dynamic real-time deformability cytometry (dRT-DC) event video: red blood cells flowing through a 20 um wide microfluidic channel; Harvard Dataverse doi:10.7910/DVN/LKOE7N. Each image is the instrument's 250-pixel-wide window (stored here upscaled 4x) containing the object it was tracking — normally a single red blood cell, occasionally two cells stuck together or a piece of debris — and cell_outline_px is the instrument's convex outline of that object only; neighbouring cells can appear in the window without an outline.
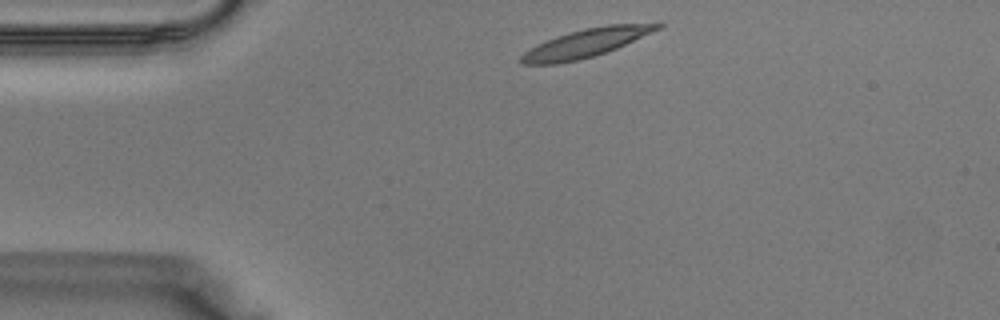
{"species": "Egyptian fruit bat (a non-hibernating species)", "species_latin": "Rousettus aegyptiacus", "temperature_condition": "warm", "stored_images_in_passage": 32, "camera_frame_rate_fps": 3000, "um_per_image_px": 0.085, "animal": {"sex": "male"}, "frame": {"image": 1, "passage_image": 1, "time_ms": 0.0, "image_size_px": [1000, 320], "cell_outline_px": [[664, 24], [660, 28], [652, 32], [616, 48], [580, 60], [556, 64], [524, 64], [520, 60], [520, 56], [528, 48], [536, 44], [556, 36], [584, 28], [608, 24], [660, 20]], "centroid_in_image_um": [49.89, 3.61], "position_along_channel_um": 35.1, "area_um2": 22.95}}
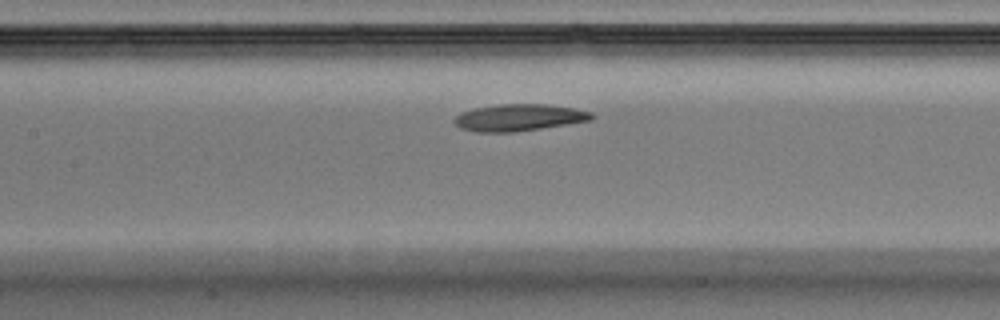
{"frame": {"image": 2, "passage_image": 11, "time_ms": 3.333, "image_size_px": [1000, 320], "cell_outline_px": [[596, 116], [592, 120], [540, 128], [512, 132], [476, 132], [460, 128], [452, 120], [460, 112], [476, 108], [500, 104], [548, 104], [572, 108], [592, 112]], "centroid_in_image_um": [44.1, 9.99], "position_along_channel_um": 163.3, "area_um2": 21.39}}
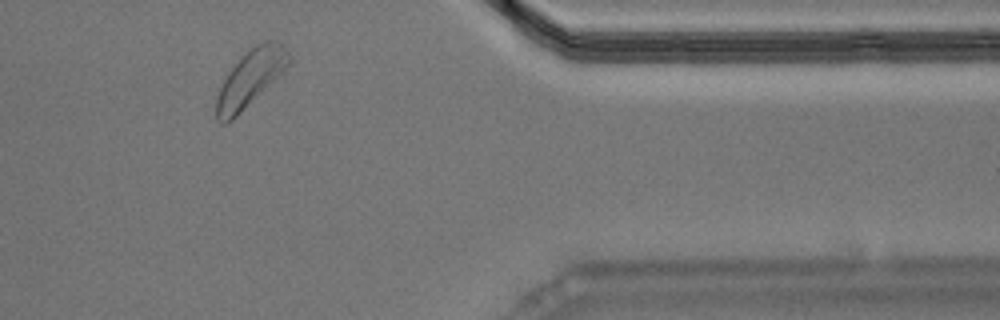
{"frame": {"image": 3, "passage_image": 26, "time_ms": 8.333, "image_size_px": [1000, 320], "cell_outline_px": [[292, 64], [232, 120], [224, 124], [220, 124], [216, 120], [216, 96], [228, 72], [240, 56], [256, 44], [264, 40], [280, 40], [288, 52], [292, 60]], "centroid_in_image_um": [21.31, 6.62], "position_along_channel_um": 390.1, "area_um2": 24.1}}